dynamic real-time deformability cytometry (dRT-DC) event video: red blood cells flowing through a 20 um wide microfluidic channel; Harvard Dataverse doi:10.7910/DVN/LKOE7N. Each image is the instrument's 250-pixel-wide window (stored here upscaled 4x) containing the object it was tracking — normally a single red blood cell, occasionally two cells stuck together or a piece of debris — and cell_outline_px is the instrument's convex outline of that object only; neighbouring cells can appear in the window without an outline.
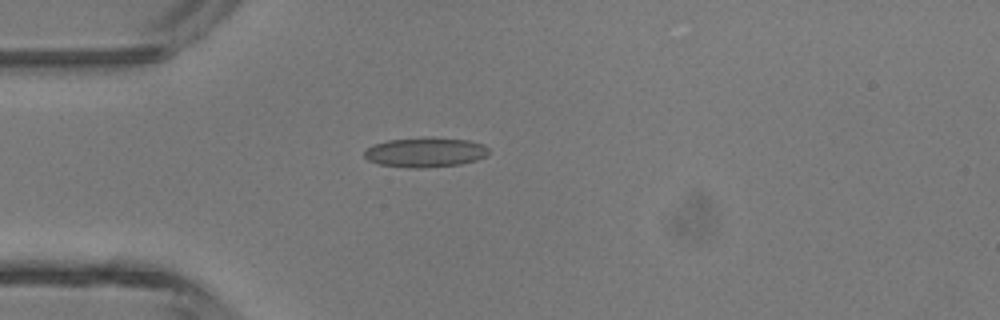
{"species": "common noctule bat (a hibernating species)", "species_latin": "Nyctalus noctula", "temperature_condition": "room temperature", "stored_images_in_passage": 4, "camera_frame_rate_fps": 3000, "um_per_image_px": 0.085, "animal": {"sex": "male", "body_mass_g": 13.3}, "frame": {"image": 1, "passage_image": 4, "time_ms": 1.0, "image_size_px": [1000, 320], "cell_outline_px": [[488, 152], [484, 156], [476, 160], [460, 164], [424, 168], [408, 168], [380, 164], [368, 160], [364, 156], [364, 152], [368, 148], [376, 144], [388, 140], [428, 136], [468, 140], [484, 144], [488, 148]], "centroid_in_image_um": [36.16, 12.93], "position_along_channel_um": 48.8, "area_um2": 21.62}}